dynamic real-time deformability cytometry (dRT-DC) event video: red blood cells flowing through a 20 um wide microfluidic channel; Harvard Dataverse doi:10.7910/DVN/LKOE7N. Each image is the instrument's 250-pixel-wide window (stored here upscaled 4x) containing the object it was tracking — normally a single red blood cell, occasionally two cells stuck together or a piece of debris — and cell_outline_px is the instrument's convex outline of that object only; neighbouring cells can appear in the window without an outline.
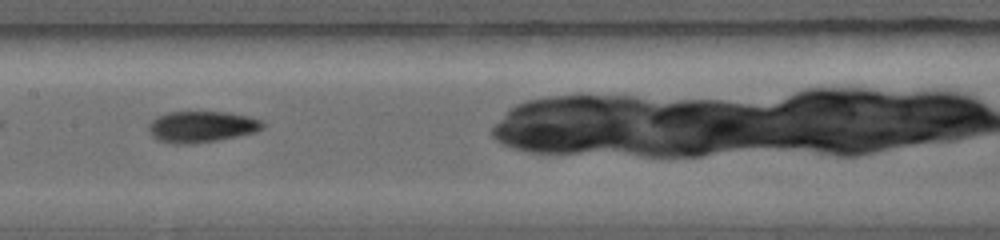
{"species": "common noctule bat (a hibernating species)", "species_latin": "Nyctalus noctula", "temperature_condition": "warm", "stored_images_in_passage": 23, "camera_frame_rate_fps": 5000, "um_per_image_px": 0.085, "animal": {"sex": "female", "body_mass_g": 19.0, "forearm_length_mm": 56.7}, "frame": {"image": 1, "passage_image": 7, "time_ms": 2.4, "image_size_px": [1000, 240], "cell_outline_px": [[264, 128], [256, 132], [220, 140], [192, 144], [172, 144], [160, 140], [152, 136], [148, 132], [148, 124], [156, 116], [168, 112], [228, 112], [248, 116], [260, 120], [264, 124]], "centroid_in_image_um": [17.12, 10.78], "position_along_channel_um": 190.3, "area_um2": 20.98}}